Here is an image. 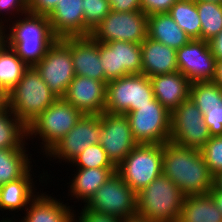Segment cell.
<instances>
[{
  "label": "cell",
  "mask_w": 222,
  "mask_h": 222,
  "mask_svg": "<svg viewBox=\"0 0 222 222\" xmlns=\"http://www.w3.org/2000/svg\"><path fill=\"white\" fill-rule=\"evenodd\" d=\"M121 222H151L147 218L142 217L141 215L135 214L130 217H126L125 219L121 220Z\"/></svg>",
  "instance_id": "obj_45"
},
{
  "label": "cell",
  "mask_w": 222,
  "mask_h": 222,
  "mask_svg": "<svg viewBox=\"0 0 222 222\" xmlns=\"http://www.w3.org/2000/svg\"><path fill=\"white\" fill-rule=\"evenodd\" d=\"M163 174L185 195L208 194L214 185L200 150L182 147L170 141L163 144Z\"/></svg>",
  "instance_id": "obj_1"
},
{
  "label": "cell",
  "mask_w": 222,
  "mask_h": 222,
  "mask_svg": "<svg viewBox=\"0 0 222 222\" xmlns=\"http://www.w3.org/2000/svg\"><path fill=\"white\" fill-rule=\"evenodd\" d=\"M57 99L36 68L30 66L5 96V105L27 126Z\"/></svg>",
  "instance_id": "obj_3"
},
{
  "label": "cell",
  "mask_w": 222,
  "mask_h": 222,
  "mask_svg": "<svg viewBox=\"0 0 222 222\" xmlns=\"http://www.w3.org/2000/svg\"><path fill=\"white\" fill-rule=\"evenodd\" d=\"M200 151L213 176L222 171V136L211 137Z\"/></svg>",
  "instance_id": "obj_35"
},
{
  "label": "cell",
  "mask_w": 222,
  "mask_h": 222,
  "mask_svg": "<svg viewBox=\"0 0 222 222\" xmlns=\"http://www.w3.org/2000/svg\"><path fill=\"white\" fill-rule=\"evenodd\" d=\"M100 61L105 82L142 73L141 44L125 41L100 42Z\"/></svg>",
  "instance_id": "obj_13"
},
{
  "label": "cell",
  "mask_w": 222,
  "mask_h": 222,
  "mask_svg": "<svg viewBox=\"0 0 222 222\" xmlns=\"http://www.w3.org/2000/svg\"><path fill=\"white\" fill-rule=\"evenodd\" d=\"M111 10L116 12H130L141 9V0H109Z\"/></svg>",
  "instance_id": "obj_41"
},
{
  "label": "cell",
  "mask_w": 222,
  "mask_h": 222,
  "mask_svg": "<svg viewBox=\"0 0 222 222\" xmlns=\"http://www.w3.org/2000/svg\"><path fill=\"white\" fill-rule=\"evenodd\" d=\"M100 121L99 144L117 167L138 145V142L133 137L129 120L125 115L103 112L100 114Z\"/></svg>",
  "instance_id": "obj_15"
},
{
  "label": "cell",
  "mask_w": 222,
  "mask_h": 222,
  "mask_svg": "<svg viewBox=\"0 0 222 222\" xmlns=\"http://www.w3.org/2000/svg\"><path fill=\"white\" fill-rule=\"evenodd\" d=\"M147 37L175 50L180 49L191 40L169 13L148 15Z\"/></svg>",
  "instance_id": "obj_23"
},
{
  "label": "cell",
  "mask_w": 222,
  "mask_h": 222,
  "mask_svg": "<svg viewBox=\"0 0 222 222\" xmlns=\"http://www.w3.org/2000/svg\"><path fill=\"white\" fill-rule=\"evenodd\" d=\"M147 15L142 10L110 11L91 32L96 42L125 41L141 44L147 38Z\"/></svg>",
  "instance_id": "obj_10"
},
{
  "label": "cell",
  "mask_w": 222,
  "mask_h": 222,
  "mask_svg": "<svg viewBox=\"0 0 222 222\" xmlns=\"http://www.w3.org/2000/svg\"><path fill=\"white\" fill-rule=\"evenodd\" d=\"M178 71L191 83L213 81L216 59L209 43L200 39H191L176 50Z\"/></svg>",
  "instance_id": "obj_16"
},
{
  "label": "cell",
  "mask_w": 222,
  "mask_h": 222,
  "mask_svg": "<svg viewBox=\"0 0 222 222\" xmlns=\"http://www.w3.org/2000/svg\"><path fill=\"white\" fill-rule=\"evenodd\" d=\"M214 184L222 190V171L214 176Z\"/></svg>",
  "instance_id": "obj_47"
},
{
  "label": "cell",
  "mask_w": 222,
  "mask_h": 222,
  "mask_svg": "<svg viewBox=\"0 0 222 222\" xmlns=\"http://www.w3.org/2000/svg\"><path fill=\"white\" fill-rule=\"evenodd\" d=\"M83 0H59L47 16L52 33L57 39L84 37Z\"/></svg>",
  "instance_id": "obj_19"
},
{
  "label": "cell",
  "mask_w": 222,
  "mask_h": 222,
  "mask_svg": "<svg viewBox=\"0 0 222 222\" xmlns=\"http://www.w3.org/2000/svg\"><path fill=\"white\" fill-rule=\"evenodd\" d=\"M154 99L149 77L142 73L126 75L107 83L104 112L126 115Z\"/></svg>",
  "instance_id": "obj_7"
},
{
  "label": "cell",
  "mask_w": 222,
  "mask_h": 222,
  "mask_svg": "<svg viewBox=\"0 0 222 222\" xmlns=\"http://www.w3.org/2000/svg\"><path fill=\"white\" fill-rule=\"evenodd\" d=\"M185 195L165 174L137 193V214L151 222H178Z\"/></svg>",
  "instance_id": "obj_4"
},
{
  "label": "cell",
  "mask_w": 222,
  "mask_h": 222,
  "mask_svg": "<svg viewBox=\"0 0 222 222\" xmlns=\"http://www.w3.org/2000/svg\"><path fill=\"white\" fill-rule=\"evenodd\" d=\"M163 144H138L116 167L137 194L163 173Z\"/></svg>",
  "instance_id": "obj_6"
},
{
  "label": "cell",
  "mask_w": 222,
  "mask_h": 222,
  "mask_svg": "<svg viewBox=\"0 0 222 222\" xmlns=\"http://www.w3.org/2000/svg\"><path fill=\"white\" fill-rule=\"evenodd\" d=\"M177 0H141V9L147 16L168 13Z\"/></svg>",
  "instance_id": "obj_38"
},
{
  "label": "cell",
  "mask_w": 222,
  "mask_h": 222,
  "mask_svg": "<svg viewBox=\"0 0 222 222\" xmlns=\"http://www.w3.org/2000/svg\"><path fill=\"white\" fill-rule=\"evenodd\" d=\"M71 50L76 76L105 82V73L100 61V42L91 36L66 37L61 39Z\"/></svg>",
  "instance_id": "obj_18"
},
{
  "label": "cell",
  "mask_w": 222,
  "mask_h": 222,
  "mask_svg": "<svg viewBox=\"0 0 222 222\" xmlns=\"http://www.w3.org/2000/svg\"><path fill=\"white\" fill-rule=\"evenodd\" d=\"M5 27L0 26V51L7 44V36L5 33Z\"/></svg>",
  "instance_id": "obj_46"
},
{
  "label": "cell",
  "mask_w": 222,
  "mask_h": 222,
  "mask_svg": "<svg viewBox=\"0 0 222 222\" xmlns=\"http://www.w3.org/2000/svg\"><path fill=\"white\" fill-rule=\"evenodd\" d=\"M213 82L222 88V60L216 61V69Z\"/></svg>",
  "instance_id": "obj_44"
},
{
  "label": "cell",
  "mask_w": 222,
  "mask_h": 222,
  "mask_svg": "<svg viewBox=\"0 0 222 222\" xmlns=\"http://www.w3.org/2000/svg\"><path fill=\"white\" fill-rule=\"evenodd\" d=\"M37 192L19 222H74L73 208L46 193Z\"/></svg>",
  "instance_id": "obj_22"
},
{
  "label": "cell",
  "mask_w": 222,
  "mask_h": 222,
  "mask_svg": "<svg viewBox=\"0 0 222 222\" xmlns=\"http://www.w3.org/2000/svg\"><path fill=\"white\" fill-rule=\"evenodd\" d=\"M155 98L172 113L190 98L191 82L179 71L149 77Z\"/></svg>",
  "instance_id": "obj_20"
},
{
  "label": "cell",
  "mask_w": 222,
  "mask_h": 222,
  "mask_svg": "<svg viewBox=\"0 0 222 222\" xmlns=\"http://www.w3.org/2000/svg\"><path fill=\"white\" fill-rule=\"evenodd\" d=\"M190 98L198 108L222 106V88L213 81L191 83Z\"/></svg>",
  "instance_id": "obj_32"
},
{
  "label": "cell",
  "mask_w": 222,
  "mask_h": 222,
  "mask_svg": "<svg viewBox=\"0 0 222 222\" xmlns=\"http://www.w3.org/2000/svg\"><path fill=\"white\" fill-rule=\"evenodd\" d=\"M29 66L6 44L0 51V92L3 96L15 87Z\"/></svg>",
  "instance_id": "obj_28"
},
{
  "label": "cell",
  "mask_w": 222,
  "mask_h": 222,
  "mask_svg": "<svg viewBox=\"0 0 222 222\" xmlns=\"http://www.w3.org/2000/svg\"><path fill=\"white\" fill-rule=\"evenodd\" d=\"M78 169L70 186V197L84 200L86 204L104 182L115 172L116 168H76Z\"/></svg>",
  "instance_id": "obj_25"
},
{
  "label": "cell",
  "mask_w": 222,
  "mask_h": 222,
  "mask_svg": "<svg viewBox=\"0 0 222 222\" xmlns=\"http://www.w3.org/2000/svg\"><path fill=\"white\" fill-rule=\"evenodd\" d=\"M26 149L0 148V186L21 178L33 166Z\"/></svg>",
  "instance_id": "obj_27"
},
{
  "label": "cell",
  "mask_w": 222,
  "mask_h": 222,
  "mask_svg": "<svg viewBox=\"0 0 222 222\" xmlns=\"http://www.w3.org/2000/svg\"><path fill=\"white\" fill-rule=\"evenodd\" d=\"M210 138L204 116L191 98L171 113L170 142L200 150Z\"/></svg>",
  "instance_id": "obj_11"
},
{
  "label": "cell",
  "mask_w": 222,
  "mask_h": 222,
  "mask_svg": "<svg viewBox=\"0 0 222 222\" xmlns=\"http://www.w3.org/2000/svg\"><path fill=\"white\" fill-rule=\"evenodd\" d=\"M209 194L214 199L215 204L217 205V208L222 213V190L219 189L215 184L212 186V188L209 191Z\"/></svg>",
  "instance_id": "obj_43"
},
{
  "label": "cell",
  "mask_w": 222,
  "mask_h": 222,
  "mask_svg": "<svg viewBox=\"0 0 222 222\" xmlns=\"http://www.w3.org/2000/svg\"><path fill=\"white\" fill-rule=\"evenodd\" d=\"M211 137L222 136V106L199 108Z\"/></svg>",
  "instance_id": "obj_36"
},
{
  "label": "cell",
  "mask_w": 222,
  "mask_h": 222,
  "mask_svg": "<svg viewBox=\"0 0 222 222\" xmlns=\"http://www.w3.org/2000/svg\"><path fill=\"white\" fill-rule=\"evenodd\" d=\"M100 115H83L76 125L45 154L68 164L90 145L99 144Z\"/></svg>",
  "instance_id": "obj_14"
},
{
  "label": "cell",
  "mask_w": 222,
  "mask_h": 222,
  "mask_svg": "<svg viewBox=\"0 0 222 222\" xmlns=\"http://www.w3.org/2000/svg\"><path fill=\"white\" fill-rule=\"evenodd\" d=\"M168 13L191 39L201 40V23L195 0H177Z\"/></svg>",
  "instance_id": "obj_30"
},
{
  "label": "cell",
  "mask_w": 222,
  "mask_h": 222,
  "mask_svg": "<svg viewBox=\"0 0 222 222\" xmlns=\"http://www.w3.org/2000/svg\"><path fill=\"white\" fill-rule=\"evenodd\" d=\"M195 1H206V2H214V3L222 4V0H195Z\"/></svg>",
  "instance_id": "obj_48"
},
{
  "label": "cell",
  "mask_w": 222,
  "mask_h": 222,
  "mask_svg": "<svg viewBox=\"0 0 222 222\" xmlns=\"http://www.w3.org/2000/svg\"><path fill=\"white\" fill-rule=\"evenodd\" d=\"M84 11V37L90 36L111 11L109 0H83Z\"/></svg>",
  "instance_id": "obj_34"
},
{
  "label": "cell",
  "mask_w": 222,
  "mask_h": 222,
  "mask_svg": "<svg viewBox=\"0 0 222 222\" xmlns=\"http://www.w3.org/2000/svg\"><path fill=\"white\" fill-rule=\"evenodd\" d=\"M31 168L21 177L0 186V210H26L30 201L36 196L37 189L32 181ZM33 188V189H32ZM35 194V195H34ZM28 204V205H27ZM4 209V210H3Z\"/></svg>",
  "instance_id": "obj_24"
},
{
  "label": "cell",
  "mask_w": 222,
  "mask_h": 222,
  "mask_svg": "<svg viewBox=\"0 0 222 222\" xmlns=\"http://www.w3.org/2000/svg\"><path fill=\"white\" fill-rule=\"evenodd\" d=\"M25 137L27 126L6 105L0 108V148H25Z\"/></svg>",
  "instance_id": "obj_29"
},
{
  "label": "cell",
  "mask_w": 222,
  "mask_h": 222,
  "mask_svg": "<svg viewBox=\"0 0 222 222\" xmlns=\"http://www.w3.org/2000/svg\"><path fill=\"white\" fill-rule=\"evenodd\" d=\"M5 105V102H0V108H2Z\"/></svg>",
  "instance_id": "obj_51"
},
{
  "label": "cell",
  "mask_w": 222,
  "mask_h": 222,
  "mask_svg": "<svg viewBox=\"0 0 222 222\" xmlns=\"http://www.w3.org/2000/svg\"><path fill=\"white\" fill-rule=\"evenodd\" d=\"M125 116L138 144H164L169 141L171 113L156 98Z\"/></svg>",
  "instance_id": "obj_8"
},
{
  "label": "cell",
  "mask_w": 222,
  "mask_h": 222,
  "mask_svg": "<svg viewBox=\"0 0 222 222\" xmlns=\"http://www.w3.org/2000/svg\"><path fill=\"white\" fill-rule=\"evenodd\" d=\"M80 216L74 214V222H121V219L87 209L81 210ZM77 217V218H75Z\"/></svg>",
  "instance_id": "obj_39"
},
{
  "label": "cell",
  "mask_w": 222,
  "mask_h": 222,
  "mask_svg": "<svg viewBox=\"0 0 222 222\" xmlns=\"http://www.w3.org/2000/svg\"><path fill=\"white\" fill-rule=\"evenodd\" d=\"M106 91V82L75 76L70 82L63 99L83 115H100L105 111Z\"/></svg>",
  "instance_id": "obj_17"
},
{
  "label": "cell",
  "mask_w": 222,
  "mask_h": 222,
  "mask_svg": "<svg viewBox=\"0 0 222 222\" xmlns=\"http://www.w3.org/2000/svg\"><path fill=\"white\" fill-rule=\"evenodd\" d=\"M59 0H28V11L32 14L48 16Z\"/></svg>",
  "instance_id": "obj_40"
},
{
  "label": "cell",
  "mask_w": 222,
  "mask_h": 222,
  "mask_svg": "<svg viewBox=\"0 0 222 222\" xmlns=\"http://www.w3.org/2000/svg\"><path fill=\"white\" fill-rule=\"evenodd\" d=\"M142 74L147 77L178 71L176 50L150 38L141 43Z\"/></svg>",
  "instance_id": "obj_21"
},
{
  "label": "cell",
  "mask_w": 222,
  "mask_h": 222,
  "mask_svg": "<svg viewBox=\"0 0 222 222\" xmlns=\"http://www.w3.org/2000/svg\"><path fill=\"white\" fill-rule=\"evenodd\" d=\"M12 26L9 24L7 44L29 67L35 66L46 54L48 47L57 39L52 33L47 16L27 13ZM11 27V29H10Z\"/></svg>",
  "instance_id": "obj_2"
},
{
  "label": "cell",
  "mask_w": 222,
  "mask_h": 222,
  "mask_svg": "<svg viewBox=\"0 0 222 222\" xmlns=\"http://www.w3.org/2000/svg\"><path fill=\"white\" fill-rule=\"evenodd\" d=\"M178 222H222V213L217 208L212 196H185Z\"/></svg>",
  "instance_id": "obj_26"
},
{
  "label": "cell",
  "mask_w": 222,
  "mask_h": 222,
  "mask_svg": "<svg viewBox=\"0 0 222 222\" xmlns=\"http://www.w3.org/2000/svg\"><path fill=\"white\" fill-rule=\"evenodd\" d=\"M70 163L76 168H116L100 144L90 145Z\"/></svg>",
  "instance_id": "obj_33"
},
{
  "label": "cell",
  "mask_w": 222,
  "mask_h": 222,
  "mask_svg": "<svg viewBox=\"0 0 222 222\" xmlns=\"http://www.w3.org/2000/svg\"><path fill=\"white\" fill-rule=\"evenodd\" d=\"M84 206L123 220L137 214V194L115 172Z\"/></svg>",
  "instance_id": "obj_9"
},
{
  "label": "cell",
  "mask_w": 222,
  "mask_h": 222,
  "mask_svg": "<svg viewBox=\"0 0 222 222\" xmlns=\"http://www.w3.org/2000/svg\"><path fill=\"white\" fill-rule=\"evenodd\" d=\"M8 218L9 217L2 219V220H0V222H15V221H17V220H11V218H9V219Z\"/></svg>",
  "instance_id": "obj_49"
},
{
  "label": "cell",
  "mask_w": 222,
  "mask_h": 222,
  "mask_svg": "<svg viewBox=\"0 0 222 222\" xmlns=\"http://www.w3.org/2000/svg\"><path fill=\"white\" fill-rule=\"evenodd\" d=\"M0 102H5V97L1 92H0Z\"/></svg>",
  "instance_id": "obj_50"
},
{
  "label": "cell",
  "mask_w": 222,
  "mask_h": 222,
  "mask_svg": "<svg viewBox=\"0 0 222 222\" xmlns=\"http://www.w3.org/2000/svg\"><path fill=\"white\" fill-rule=\"evenodd\" d=\"M201 23V40L209 42L222 30V4L196 1Z\"/></svg>",
  "instance_id": "obj_31"
},
{
  "label": "cell",
  "mask_w": 222,
  "mask_h": 222,
  "mask_svg": "<svg viewBox=\"0 0 222 222\" xmlns=\"http://www.w3.org/2000/svg\"><path fill=\"white\" fill-rule=\"evenodd\" d=\"M34 67L57 98L65 96L70 82L76 76L71 50L61 39H56L48 47L46 54Z\"/></svg>",
  "instance_id": "obj_12"
},
{
  "label": "cell",
  "mask_w": 222,
  "mask_h": 222,
  "mask_svg": "<svg viewBox=\"0 0 222 222\" xmlns=\"http://www.w3.org/2000/svg\"><path fill=\"white\" fill-rule=\"evenodd\" d=\"M209 47L213 56L217 60H222V30L209 42Z\"/></svg>",
  "instance_id": "obj_42"
},
{
  "label": "cell",
  "mask_w": 222,
  "mask_h": 222,
  "mask_svg": "<svg viewBox=\"0 0 222 222\" xmlns=\"http://www.w3.org/2000/svg\"><path fill=\"white\" fill-rule=\"evenodd\" d=\"M15 14H19L23 16V14H27L28 11V0H0V16L1 14L4 15L7 13H11L12 17L15 16ZM5 12V13H4ZM4 13V14H3ZM3 16L0 18V26H5L4 22H2Z\"/></svg>",
  "instance_id": "obj_37"
},
{
  "label": "cell",
  "mask_w": 222,
  "mask_h": 222,
  "mask_svg": "<svg viewBox=\"0 0 222 222\" xmlns=\"http://www.w3.org/2000/svg\"><path fill=\"white\" fill-rule=\"evenodd\" d=\"M83 114L73 105L58 98L41 114L27 125V139L39 135L42 141L41 149L45 154L64 137L78 122ZM35 135L34 137H32ZM44 148V149H43Z\"/></svg>",
  "instance_id": "obj_5"
}]
</instances>
